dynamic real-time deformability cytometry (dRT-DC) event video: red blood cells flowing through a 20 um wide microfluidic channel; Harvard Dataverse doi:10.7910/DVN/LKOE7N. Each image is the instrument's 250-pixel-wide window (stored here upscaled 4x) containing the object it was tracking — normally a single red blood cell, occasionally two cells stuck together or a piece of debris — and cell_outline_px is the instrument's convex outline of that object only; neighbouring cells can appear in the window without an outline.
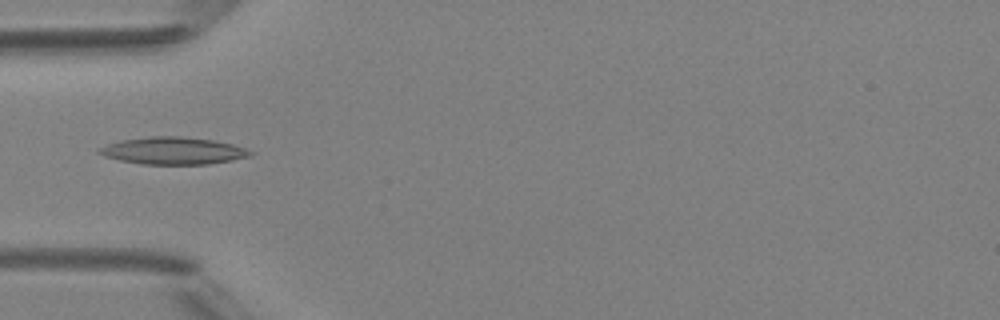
{"species": "Egyptian fruit bat (a non-hibernating species)", "species_latin": "Rousettus aegyptiacus", "temperature_condition": "room temperature", "stored_images_in_passage": 34, "camera_frame_rate_fps": 3000, "um_per_image_px": 0.085, "animal": {"sex": "female"}, "frame": {"image": 1, "passage_image": 1, "time_ms": 0.0, "image_size_px": [1000, 320], "cell_outline_px": [[256, 152], [252, 156], [232, 160], [208, 164], [140, 164], [120, 160], [104, 156], [96, 152], [100, 148], [108, 144], [120, 140], [152, 136], [176, 136], [212, 140], [232, 144]], "centroid_in_image_um": [14.73, 12.82], "position_along_channel_um": 70.3, "area_um2": 23.87}}
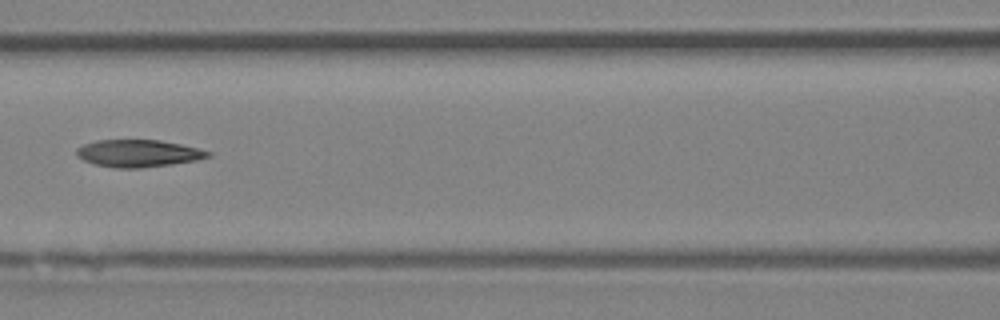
{"frame": {"image": 2, "passage_image": 7, "time_ms": 2.0, "image_size_px": [1000, 320], "cell_outline_px": [[212, 156], [196, 160], [172, 164], [140, 168], [116, 168], [96, 164], [84, 160], [76, 152], [76, 148], [84, 144], [100, 140], [160, 140], [180, 144], [212, 152]], "centroid_in_image_um": [11.78, 13.03], "position_along_channel_um": 154.8, "area_um2": 20.63}}
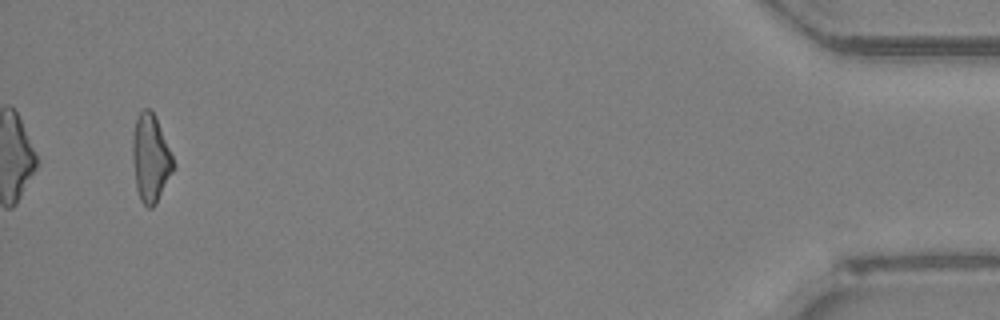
{"frame": {"image": 3, "passage_image": 32, "time_ms": 10.333, "image_size_px": [1000, 320], "cell_outline_px": [[176, 164], [156, 204], [152, 208], [148, 208], [140, 200], [136, 188], [132, 160], [132, 132], [136, 120], [140, 112], [144, 108], [148, 108], [152, 112], [156, 120]], "centroid_in_image_um": [12.77, 13.49], "position_along_channel_um": 422.4, "area_um2": 20.63}, "authors_computed_cell_mechanics": {"area_um2": 20.5768, "velocity_mm_per_s": 4.2182, "shape_relaxation_time_tau1_ms": null, "shape_relaxation_time_tau2_ms": 7.8203, "deformation_change_tau1": null, "deformation_change_tau2": 0.2014}}